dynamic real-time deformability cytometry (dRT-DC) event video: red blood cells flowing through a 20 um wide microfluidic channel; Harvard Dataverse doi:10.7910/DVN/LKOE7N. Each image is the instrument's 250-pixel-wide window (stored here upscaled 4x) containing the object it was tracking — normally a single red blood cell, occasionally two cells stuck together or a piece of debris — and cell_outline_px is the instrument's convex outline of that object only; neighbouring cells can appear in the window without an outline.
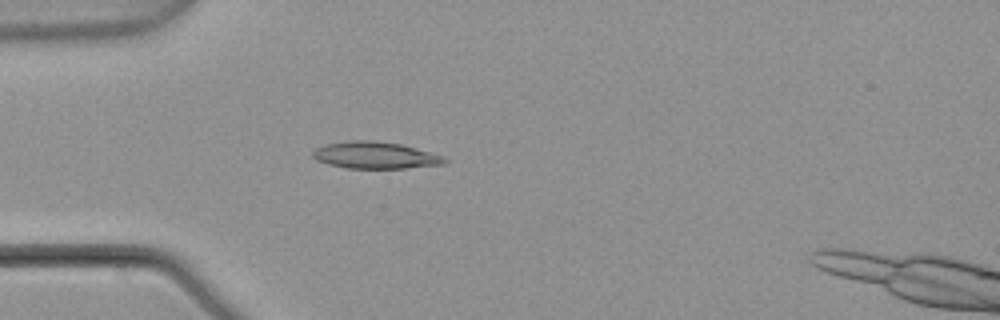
{"species": "common noctule bat (a hibernating species)", "species_latin": "Nyctalus noctula", "temperature_condition": "warm", "stored_images_in_passage": 4, "camera_frame_rate_fps": 3000, "um_per_image_px": 0.085, "animal": {"sex": "male", "body_mass_g": 21.5, "forearm_length_mm": 52.0}, "frame": {"image": 1, "passage_image": 3, "time_ms": 0.667, "image_size_px": [1000, 320], "cell_outline_px": [[448, 160], [444, 164], [404, 168], [344, 168], [328, 164], [316, 160], [312, 156], [312, 152], [316, 148], [324, 144], [348, 140], [372, 140], [400, 144], [416, 148], [444, 156]], "centroid_in_image_um": [31.86, 13.19], "position_along_channel_um": 53.1, "area_um2": 20.69}}